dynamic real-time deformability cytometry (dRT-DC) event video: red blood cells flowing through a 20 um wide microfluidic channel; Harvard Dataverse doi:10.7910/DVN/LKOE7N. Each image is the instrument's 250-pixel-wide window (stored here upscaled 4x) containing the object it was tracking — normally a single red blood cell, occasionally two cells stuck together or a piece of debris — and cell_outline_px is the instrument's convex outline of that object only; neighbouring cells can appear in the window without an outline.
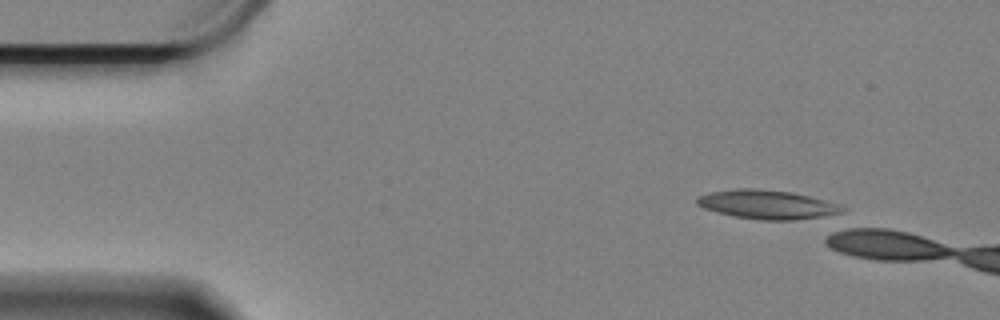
{"species": "Egyptian fruit bat (a non-hibernating species)", "species_latin": "Rousettus aegyptiacus", "temperature_condition": "cold", "stored_images_in_passage": 6, "camera_frame_rate_fps": 3000, "um_per_image_px": 0.085, "animal": {"sex": "female"}, "frame": {"image": 1, "passage_image": 1, "time_ms": 0.0, "image_size_px": [1000, 320], "cell_outline_px": [[848, 208], [832, 216], [792, 220], [760, 220], [736, 216], [704, 208], [696, 204], [696, 200], [700, 196], [712, 192], [736, 188], [752, 188], [792, 192], [824, 200]], "centroid_in_image_um": [65.26, 17.39], "position_along_channel_um": 19.7, "area_um2": 24.28}}